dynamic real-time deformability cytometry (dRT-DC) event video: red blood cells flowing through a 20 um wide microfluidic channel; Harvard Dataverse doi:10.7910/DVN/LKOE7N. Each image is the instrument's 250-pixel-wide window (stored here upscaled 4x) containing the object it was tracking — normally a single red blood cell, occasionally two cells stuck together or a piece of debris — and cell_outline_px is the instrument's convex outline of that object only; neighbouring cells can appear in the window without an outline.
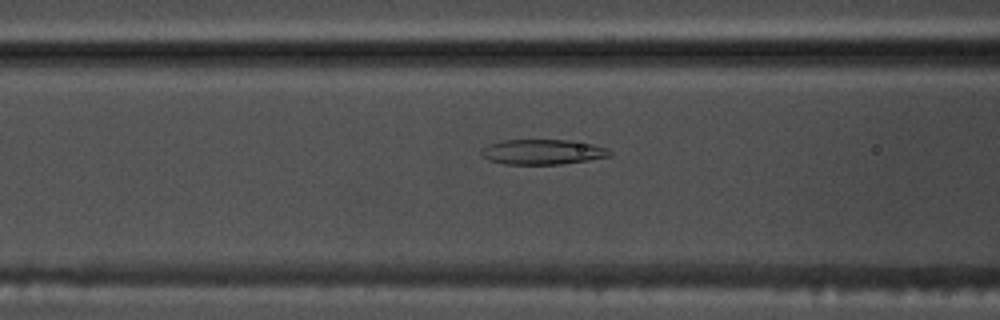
{"species": "common noctule bat (a hibernating species)", "species_latin": "Nyctalus noctula", "temperature_condition": "warm", "stored_images_in_passage": 23, "camera_frame_rate_fps": 3000, "um_per_image_px": 0.085, "animal": {"sex": "male", "body_mass_g": 17.5, "forearm_length_mm": 52.3}, "frame": {"image": 1, "passage_image": 5, "time_ms": 1.333, "image_size_px": [1000, 320], "cell_outline_px": [[612, 152], [608, 156], [588, 160], [560, 164], [504, 164], [488, 160], [480, 152], [480, 148], [504, 140], [572, 140], [592, 144], [608, 148]], "centroid_in_image_um": [46.12, 12.91], "position_along_channel_um": 120.5, "area_um2": 18.67}}
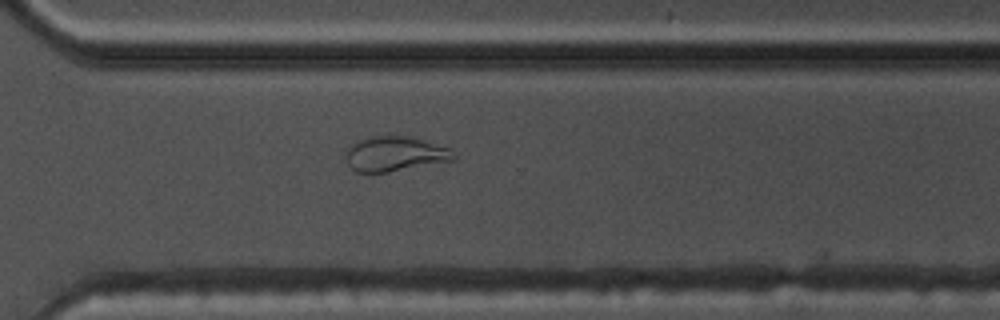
{"frame": {"image": 2, "passage_image": 22, "time_ms": 7.0, "image_size_px": [1000, 320], "cell_outline_px": [[456, 160], [388, 172], [356, 172], [348, 164], [344, 156], [348, 148], [356, 140], [372, 136], [408, 136], [424, 140], [448, 148], [456, 152]], "centroid_in_image_um": [33.57, 13.08], "position_along_channel_um": 337.0, "area_um2": 22.02}}